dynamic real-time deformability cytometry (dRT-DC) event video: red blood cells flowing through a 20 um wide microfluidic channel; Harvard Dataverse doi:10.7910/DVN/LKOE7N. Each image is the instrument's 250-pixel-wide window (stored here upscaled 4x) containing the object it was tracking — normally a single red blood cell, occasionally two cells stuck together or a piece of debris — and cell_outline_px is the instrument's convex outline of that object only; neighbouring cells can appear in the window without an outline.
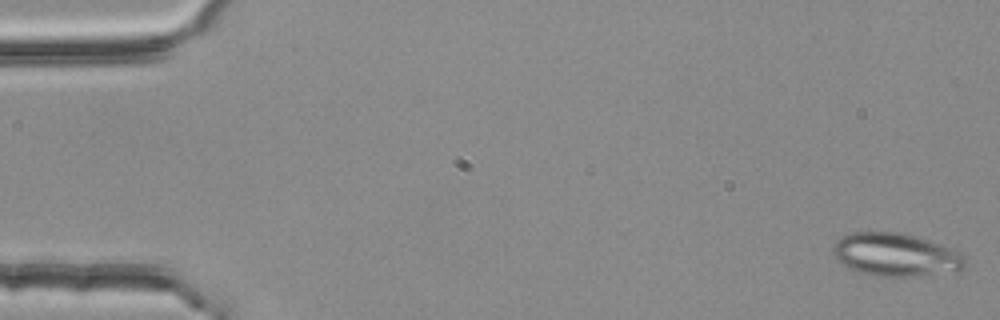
{"species": "common noctule bat (a hibernating species)", "species_latin": "Nyctalus noctula", "temperature_condition": "room temperature", "stored_images_in_passage": 53, "segment_of_instrument_passage": [1, 2], "camera_frame_rate_fps": 3000, "um_per_image_px": 0.085, "animal": {"sex": "female", "body_mass_g": 25.1}, "frame": {"image": 1, "passage_image": 1, "time_ms": 0.0, "image_size_px": [1000, 320], "cell_outline_px": [[964, 268], [916, 276], [872, 276], [848, 268], [840, 264], [836, 260], [832, 252], [832, 244], [836, 240], [852, 232], [904, 232], [936, 244], [964, 256]], "centroid_in_image_um": [75.98, 21.65], "position_along_channel_um": 9.0, "area_um2": 32.54}}